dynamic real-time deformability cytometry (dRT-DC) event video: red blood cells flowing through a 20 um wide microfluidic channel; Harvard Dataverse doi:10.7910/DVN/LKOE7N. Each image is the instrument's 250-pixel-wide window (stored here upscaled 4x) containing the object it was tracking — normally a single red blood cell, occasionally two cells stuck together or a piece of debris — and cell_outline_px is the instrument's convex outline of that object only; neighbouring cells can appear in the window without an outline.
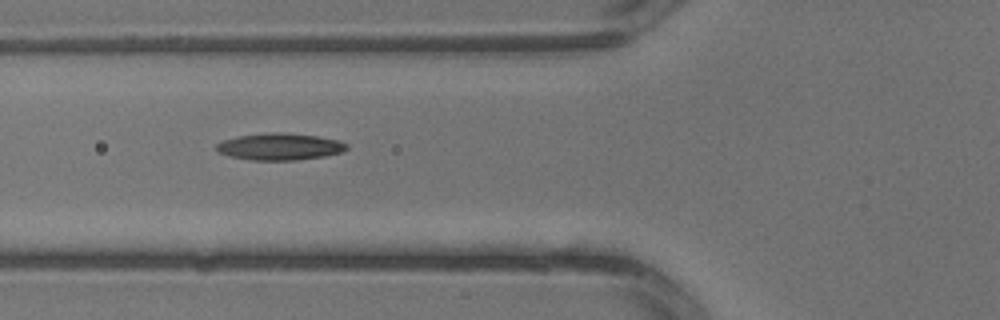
{"species": "common noctule bat (a hibernating species)", "species_latin": "Nyctalus noctula", "temperature_condition": "warm", "stored_images_in_passage": 4, "camera_frame_rate_fps": 3000, "um_per_image_px": 0.085, "animal": {"sex": "male", "body_mass_g": 13.3}, "frame": {"image": 1, "passage_image": 4, "time_ms": 1.0, "image_size_px": [1000, 320], "cell_outline_px": [[348, 148], [340, 152], [324, 156], [296, 160], [252, 160], [228, 156], [220, 152], [216, 148], [216, 144], [224, 140], [240, 136], [276, 132], [280, 132], [316, 136], [340, 140], [348, 144]], "centroid_in_image_um": [23.8, 12.47], "position_along_channel_um": 102.0, "area_um2": 20.11}}